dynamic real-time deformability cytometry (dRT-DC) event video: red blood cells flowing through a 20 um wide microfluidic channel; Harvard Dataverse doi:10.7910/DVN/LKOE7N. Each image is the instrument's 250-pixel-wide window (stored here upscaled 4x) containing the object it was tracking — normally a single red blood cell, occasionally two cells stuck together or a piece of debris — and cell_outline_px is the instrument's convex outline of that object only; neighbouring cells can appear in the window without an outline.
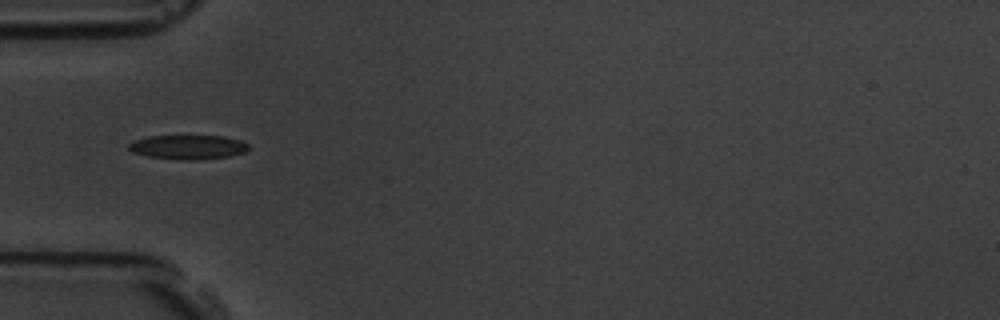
{"species": "common noctule bat (a hibernating species)", "species_latin": "Nyctalus noctula", "temperature_condition": "room temperature", "stored_images_in_passage": 8, "camera_frame_rate_fps": 3000, "um_per_image_px": 0.085, "animal": {"sex": "male", "body_mass_g": 19.5, "forearm_length_mm": 54.6}, "frame": {"image": 1, "passage_image": 2, "time_ms": 1.333, "image_size_px": [1000, 320], "cell_outline_px": [[248, 148], [244, 152], [228, 156], [188, 160], [148, 156], [132, 152], [128, 148], [128, 144], [136, 140], [148, 136], [224, 136], [240, 140], [248, 144]], "centroid_in_image_um": [15.97, 12.49], "position_along_channel_um": 69.0, "area_um2": 16.59}}
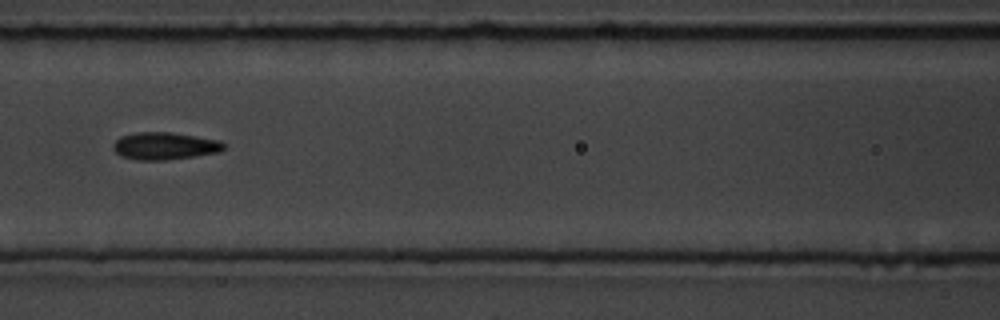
{"frame": {"image": 2, "passage_image": 4, "time_ms": 3.667, "image_size_px": [1000, 320], "cell_outline_px": [[224, 148], [220, 152], [196, 156], [168, 160], [136, 160], [120, 156], [112, 148], [112, 144], [120, 136], [136, 132], [172, 132], [220, 140], [224, 144]], "centroid_in_image_um": [13.98, 12.41], "position_along_channel_um": 152.6, "area_um2": 17.86}}
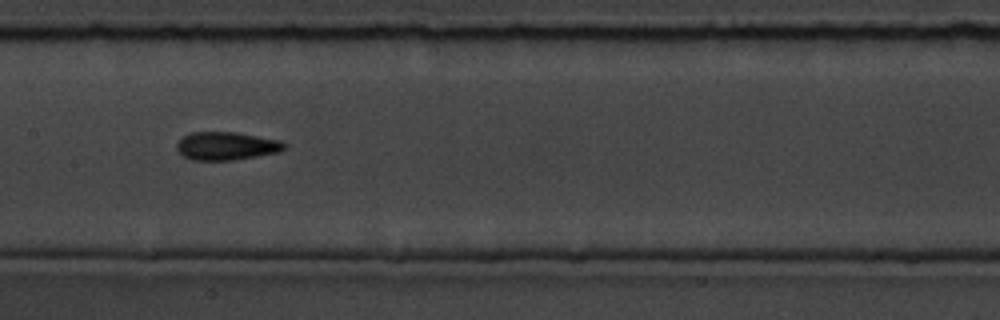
{"frame": {"image": 3, "passage_image": 5, "time_ms": 4.667, "image_size_px": [1000, 320], "cell_outline_px": [[284, 148], [280, 152], [232, 160], [192, 160], [184, 156], [176, 148], [176, 144], [184, 136], [192, 132], [236, 132], [280, 140], [284, 144]], "centroid_in_image_um": [19.23, 12.4], "position_along_channel_um": 188.2, "area_um2": 17.46}}